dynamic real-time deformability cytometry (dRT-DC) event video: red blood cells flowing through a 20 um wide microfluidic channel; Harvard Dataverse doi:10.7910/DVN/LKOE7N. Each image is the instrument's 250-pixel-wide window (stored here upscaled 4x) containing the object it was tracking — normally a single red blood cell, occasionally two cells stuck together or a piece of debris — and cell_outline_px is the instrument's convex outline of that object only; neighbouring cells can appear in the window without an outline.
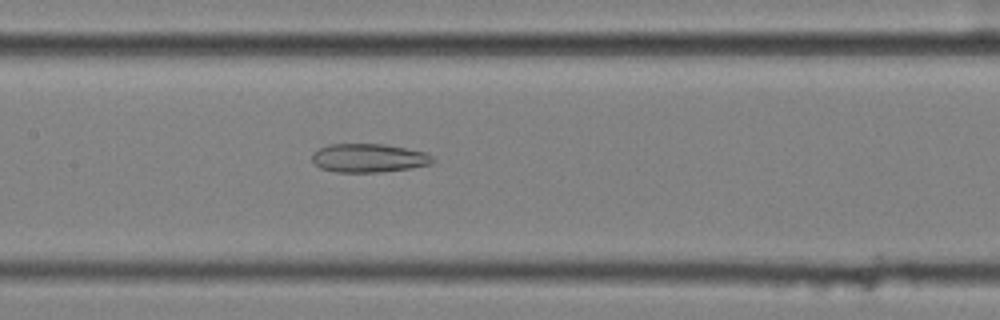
{"species": "common noctule bat (a hibernating species)", "species_latin": "Nyctalus noctula", "temperature_condition": "cold", "stored_images_in_passage": 58, "camera_frame_rate_fps": 3000, "um_per_image_px": 0.085, "animal": {"sex": "female", "body_mass_g": 25.1}, "frame": {"image": 1, "passage_image": 29, "time_ms": 9.333, "image_size_px": [1000, 320], "cell_outline_px": [[432, 164], [408, 168], [380, 172], [336, 172], [320, 168], [312, 164], [312, 152], [328, 144], [384, 144], [428, 152], [432, 156]], "centroid_in_image_um": [31.3, 13.43], "position_along_channel_um": 176.1, "area_um2": 20.23}}
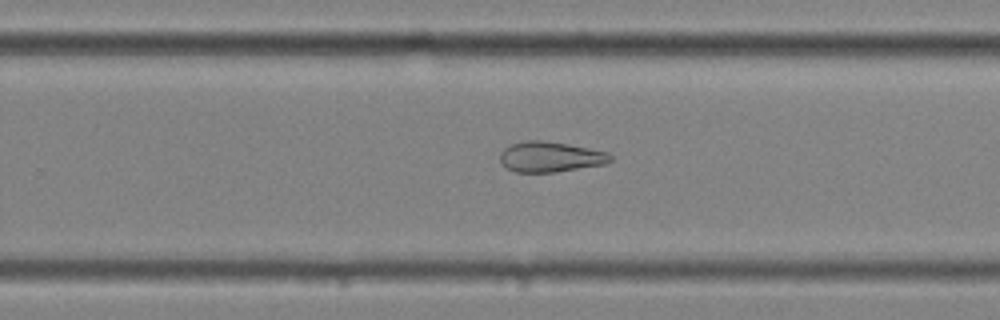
{"frame": {"image": 2, "passage_image": 38, "time_ms": 12.333, "image_size_px": [1000, 320], "cell_outline_px": [[612, 160], [604, 164], [556, 172], [516, 172], [508, 168], [500, 160], [500, 152], [504, 148], [512, 144], [524, 140], [540, 140], [568, 144], [608, 152], [612, 156]], "centroid_in_image_um": [46.78, 13.32], "position_along_channel_um": 283.0, "area_um2": 19.42}}
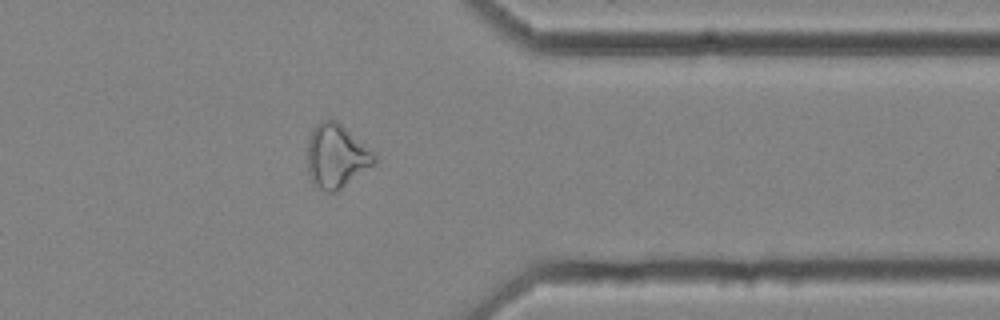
{"frame": {"image": 3, "passage_image": 47, "time_ms": 15.333, "image_size_px": [1000, 320], "cell_outline_px": [[376, 164], [336, 192], [324, 192], [312, 180], [308, 168], [308, 140], [316, 124], [320, 120], [336, 120], [376, 152]], "centroid_in_image_um": [28.64, 13.26], "position_along_channel_um": 382.8, "area_um2": 24.91}, "authors_computed_cell_mechanics": {"area_um2": 26.9637, "velocity_mm_per_s": 3.5738, "shape_relaxation_time_tau1_ms": null, "shape_relaxation_time_tau2_ms": 9.0001, "deformation_change_tau1": null, "deformation_change_tau2": 0.2145}}